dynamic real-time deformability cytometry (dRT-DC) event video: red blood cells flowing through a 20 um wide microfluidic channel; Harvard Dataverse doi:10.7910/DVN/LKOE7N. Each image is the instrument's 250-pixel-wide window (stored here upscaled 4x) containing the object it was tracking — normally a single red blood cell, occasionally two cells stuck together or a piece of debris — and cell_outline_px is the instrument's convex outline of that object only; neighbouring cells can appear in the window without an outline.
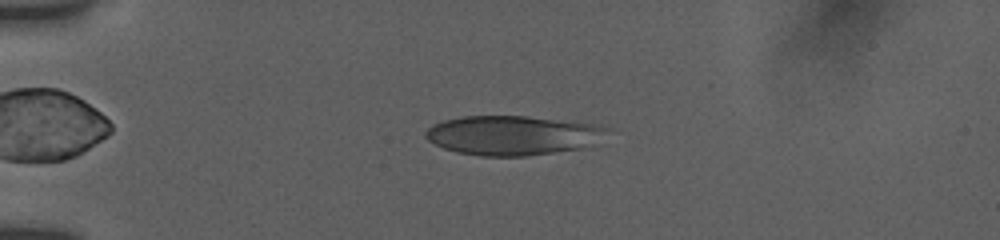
{"species": "human", "species_latin": "Homo sapiens", "temperature_condition": "room temperature", "stored_images_in_passage": 43, "camera_frame_rate_fps": 3000, "um_per_image_px": 0.085, "donor": {"sex": "female"}, "frame": {"image": 1, "passage_image": 13, "time_ms": 4.0, "image_size_px": [1000, 240], "cell_outline_px": [[612, 128], [584, 148], [524, 156], [480, 156], [456, 152], [444, 148], [428, 140], [424, 136], [424, 132], [432, 124], [444, 120], [460, 116], [528, 116], [576, 120]], "centroid_in_image_um": [43.55, 11.48], "position_along_channel_um": 41.4, "area_um2": 41.96}}
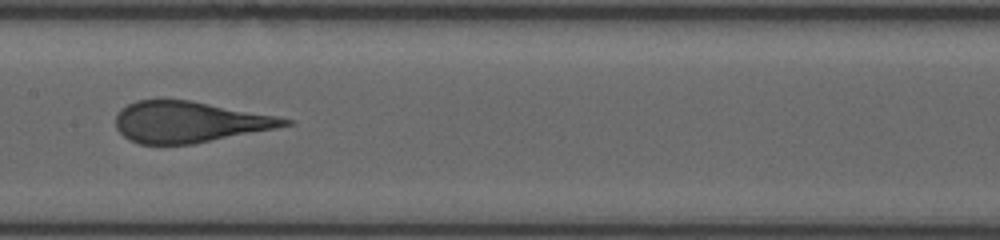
{"frame": {"image": 2, "passage_image": 28, "time_ms": 9.0, "image_size_px": [1000, 240], "cell_outline_px": [[296, 124], [276, 128], [192, 144], [140, 144], [128, 140], [116, 128], [116, 116], [120, 108], [136, 100], [192, 100], [276, 116], [296, 120]], "centroid_in_image_um": [16.1, 10.36], "position_along_channel_um": 191.3, "area_um2": 40.46}}
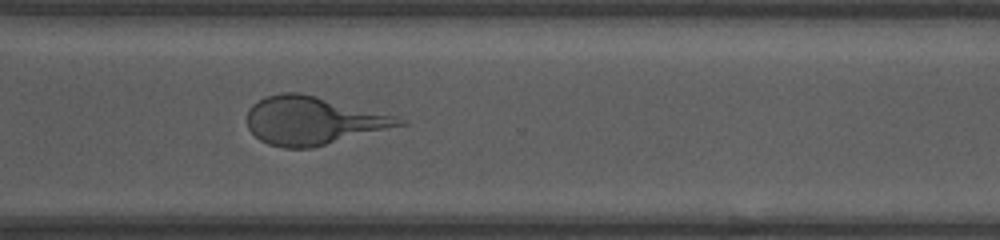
{"frame": {"image": 3, "passage_image": 40, "time_ms": 13.0, "image_size_px": [1000, 240], "cell_outline_px": [[408, 124], [312, 148], [284, 148], [268, 144], [260, 140], [248, 128], [248, 108], [252, 104], [264, 96], [280, 92], [300, 92], [396, 116], [408, 120]], "centroid_in_image_um": [26.59, 10.25], "position_along_channel_um": 344.0, "area_um2": 42.71}, "authors_computed_cell_mechanics": {"area_um2": 42.1362, "velocity_mm_per_s": 3.8357, "shape_relaxation_time_tau1_ms": 5.1515, "shape_relaxation_time_tau2_ms": null, "deformation_change_tau1": 0.1857, "deformation_change_tau2": null}}